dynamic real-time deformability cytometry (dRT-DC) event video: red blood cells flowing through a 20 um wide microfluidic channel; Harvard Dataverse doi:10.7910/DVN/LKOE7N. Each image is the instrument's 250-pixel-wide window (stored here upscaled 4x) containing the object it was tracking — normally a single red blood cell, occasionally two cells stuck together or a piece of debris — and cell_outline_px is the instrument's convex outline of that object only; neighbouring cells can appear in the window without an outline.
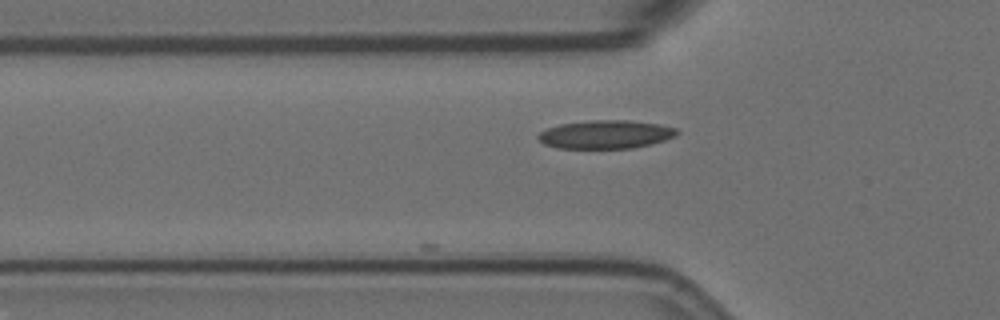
{"species": "Egyptian fruit bat (a non-hibernating species)", "species_latin": "Rousettus aegyptiacus", "temperature_condition": "room temperature", "stored_images_in_passage": 2, "camera_frame_rate_fps": 3000, "um_per_image_px": 0.085, "animal": {"sex": "female"}, "frame": {"image": 1, "passage_image": 2, "time_ms": 0.333, "image_size_px": [1000, 320], "cell_outline_px": [[680, 132], [676, 136], [664, 140], [632, 148], [560, 148], [544, 144], [536, 136], [540, 132], [548, 128], [560, 124], [592, 120], [628, 120], [660, 124], [676, 128]], "centroid_in_image_um": [51.5, 11.42], "position_along_channel_um": 74.3, "area_um2": 22.83}}